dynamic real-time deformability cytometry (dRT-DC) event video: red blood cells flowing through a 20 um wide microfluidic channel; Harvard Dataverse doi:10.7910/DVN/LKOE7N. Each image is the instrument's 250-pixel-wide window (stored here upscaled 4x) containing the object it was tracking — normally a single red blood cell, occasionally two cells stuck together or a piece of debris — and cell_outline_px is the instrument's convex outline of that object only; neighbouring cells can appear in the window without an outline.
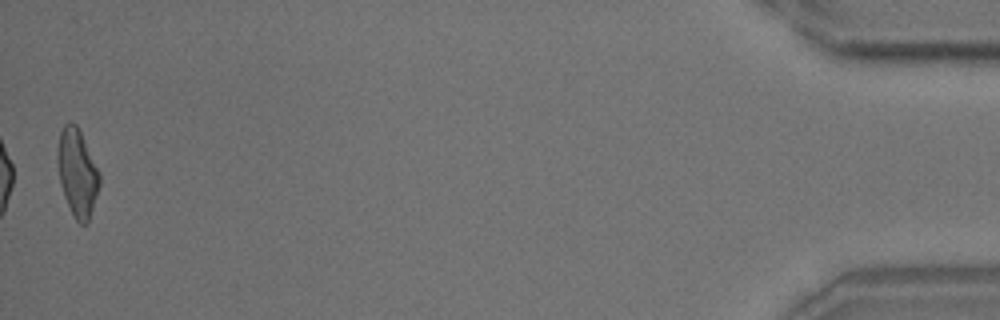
{"species": "common noctule bat (a hibernating species)", "species_latin": "Nyctalus noctula", "temperature_condition": "room temperature", "stored_images_in_passage": 54, "camera_frame_rate_fps": 3000, "um_per_image_px": 0.085, "animal": {"sex": "male", "body_mass_g": 18.8}, "frame": {"image": 1, "passage_image": 54, "time_ms": 17.667, "image_size_px": [1000, 320], "cell_outline_px": [[100, 184], [88, 224], [80, 224], [76, 220], [64, 196], [60, 184], [56, 160], [56, 156], [60, 132], [64, 124], [68, 120], [76, 124], [100, 172]], "centroid_in_image_um": [6.56, 14.67], "position_along_channel_um": 428.6, "area_um2": 21.44}, "authors_computed_cell_mechanics": {"area_um2": 21.9351, "velocity_mm_per_s": 3.7268, "shape_relaxation_time_tau1_ms": 7.7409, "shape_relaxation_time_tau2_ms": 1.7301, "deformation_change_tau1": 0.199, "deformation_change_tau2": 0.1111}}